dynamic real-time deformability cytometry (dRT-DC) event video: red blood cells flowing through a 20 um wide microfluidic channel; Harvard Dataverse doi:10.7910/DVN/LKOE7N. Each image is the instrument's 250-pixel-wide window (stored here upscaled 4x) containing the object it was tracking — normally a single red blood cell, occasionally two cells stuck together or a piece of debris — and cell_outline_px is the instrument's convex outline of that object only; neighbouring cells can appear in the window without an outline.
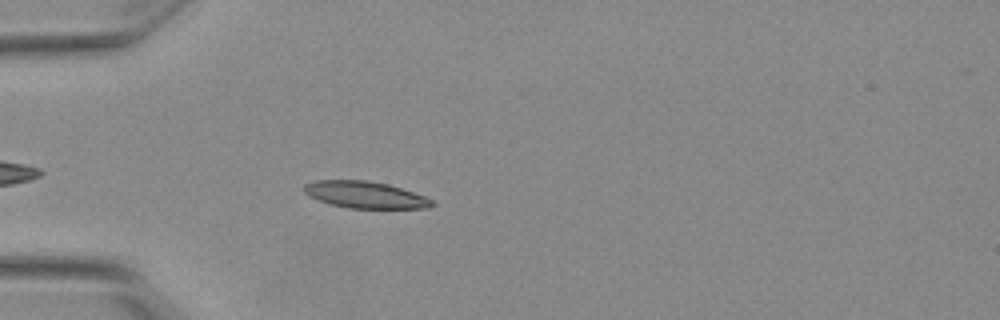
{"species": "Egyptian fruit bat (a non-hibernating species)", "species_latin": "Rousettus aegyptiacus", "temperature_condition": "warm", "stored_images_in_passage": 43, "camera_frame_rate_fps": 3000, "um_per_image_px": 0.085, "animal": {"sex": "female"}, "frame": {"image": 1, "passage_image": 5, "time_ms": 1.333, "image_size_px": [1000, 320], "cell_outline_px": [[436, 204], [428, 208], [348, 208], [332, 204], [308, 196], [304, 192], [304, 184], [316, 180], [368, 180], [388, 184], [424, 196], [432, 200]], "centroid_in_image_um": [31.03, 16.55], "position_along_channel_um": 54.0, "area_um2": 19.83}}
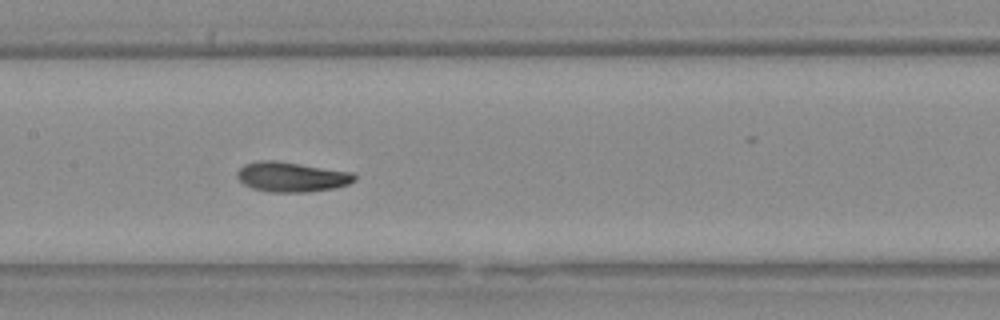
{"frame": {"image": 2, "passage_image": 16, "time_ms": 5.0, "image_size_px": [1000, 320], "cell_outline_px": [[356, 180], [348, 184], [332, 188], [308, 192], [268, 192], [252, 188], [244, 184], [236, 176], [236, 172], [244, 164], [260, 160], [272, 160], [300, 164], [352, 172], [356, 176]], "centroid_in_image_um": [24.76, 15.04], "position_along_channel_um": 182.6, "area_um2": 20.35}}
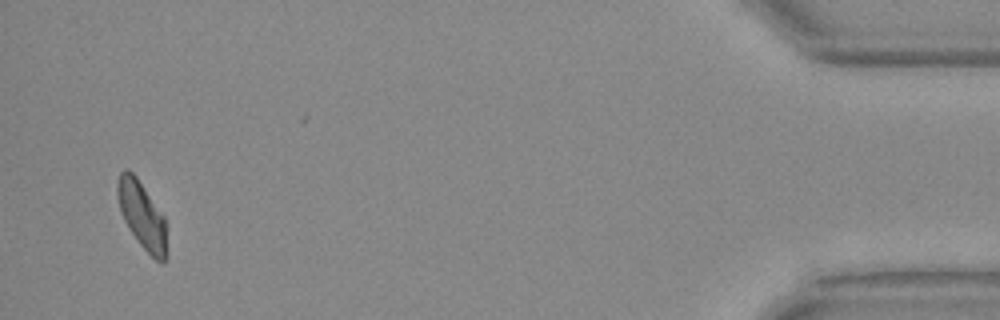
{"frame": {"image": 3, "passage_image": 41, "time_ms": 13.333, "image_size_px": [1000, 320], "cell_outline_px": [[168, 256], [164, 264], [160, 264], [140, 244], [124, 220], [120, 212], [116, 192], [116, 184], [120, 172], [124, 168], [128, 168], [136, 176], [164, 216], [168, 252]], "centroid_in_image_um": [12.08, 18.31], "position_along_channel_um": 423.1, "area_um2": 19.48}, "authors_computed_cell_mechanics": {"area_um2": 19.941, "velocity_mm_per_s": 3.8251, "shape_relaxation_time_tau1_ms": 3.0625, "shape_relaxation_time_tau2_ms": 1.6736, "deformation_change_tau1": 0.1432, "deformation_change_tau2": 0.0568}}